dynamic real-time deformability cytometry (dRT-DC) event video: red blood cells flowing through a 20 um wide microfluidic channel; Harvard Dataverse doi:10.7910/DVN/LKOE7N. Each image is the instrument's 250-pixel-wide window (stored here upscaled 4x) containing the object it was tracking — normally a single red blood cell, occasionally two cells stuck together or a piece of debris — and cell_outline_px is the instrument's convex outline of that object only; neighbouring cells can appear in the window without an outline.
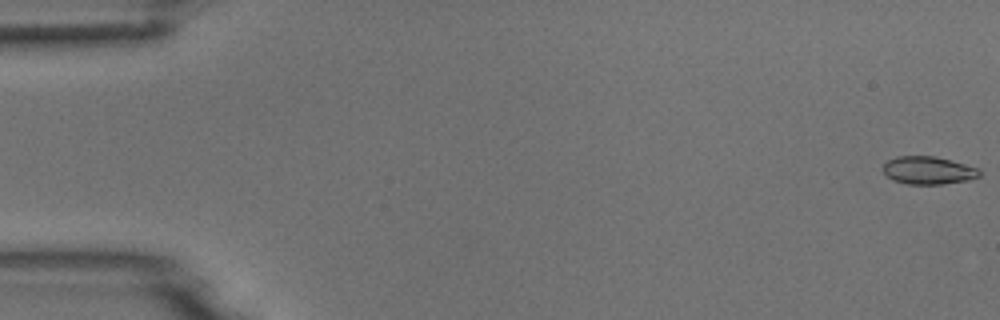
{"species": "common noctule bat (a hibernating species)", "species_latin": "Nyctalus noctula", "temperature_condition": "room temperature", "stored_images_in_passage": 54, "camera_frame_rate_fps": 3000, "um_per_image_px": 0.085, "animal": {"sex": "male", "body_mass_g": 18.8}, "frame": {"image": 1, "passage_image": 1, "time_ms": 0.0, "image_size_px": [1000, 320], "cell_outline_px": [[980, 176], [968, 180], [944, 184], [908, 184], [892, 180], [884, 172], [884, 164], [888, 160], [896, 156], [936, 156], [952, 160], [980, 168]], "centroid_in_image_um": [78.94, 14.47], "position_along_channel_um": 6.1, "area_um2": 15.72}}
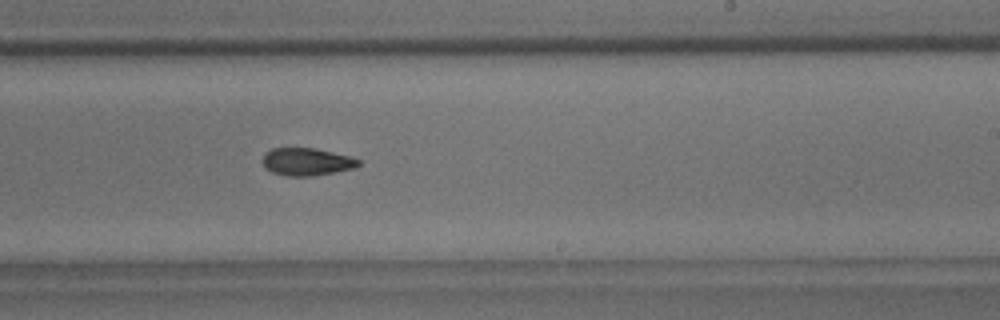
{"frame": {"image": 2, "passage_image": 33, "time_ms": 10.667, "image_size_px": [1000, 320], "cell_outline_px": [[360, 164], [356, 168], [336, 172], [312, 176], [288, 176], [272, 172], [264, 168], [264, 152], [272, 148], [312, 148], [352, 156], [360, 160]], "centroid_in_image_um": [26.1, 13.75], "position_along_channel_um": 262.9, "area_um2": 15.49}}
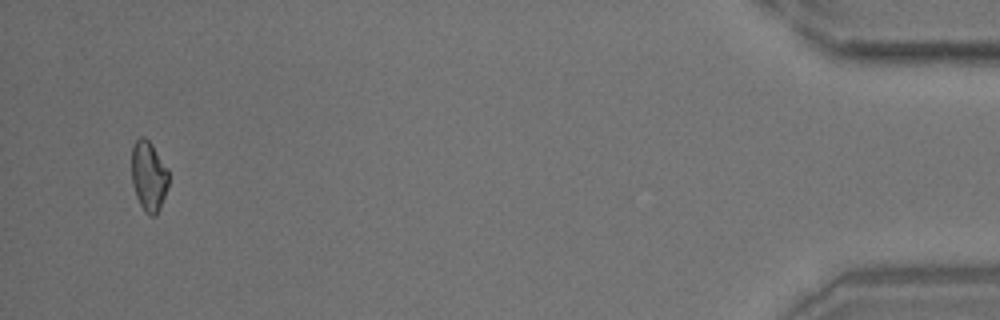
{"frame": {"image": 3, "passage_image": 52, "time_ms": 17.0, "image_size_px": [1000, 320], "cell_outline_px": [[168, 184], [160, 208], [156, 216], [152, 216], [144, 212], [136, 196], [132, 184], [132, 144], [140, 136], [144, 136], [152, 144], [168, 168]], "centroid_in_image_um": [12.63, 14.95], "position_along_channel_um": 422.6, "area_um2": 15.2}}